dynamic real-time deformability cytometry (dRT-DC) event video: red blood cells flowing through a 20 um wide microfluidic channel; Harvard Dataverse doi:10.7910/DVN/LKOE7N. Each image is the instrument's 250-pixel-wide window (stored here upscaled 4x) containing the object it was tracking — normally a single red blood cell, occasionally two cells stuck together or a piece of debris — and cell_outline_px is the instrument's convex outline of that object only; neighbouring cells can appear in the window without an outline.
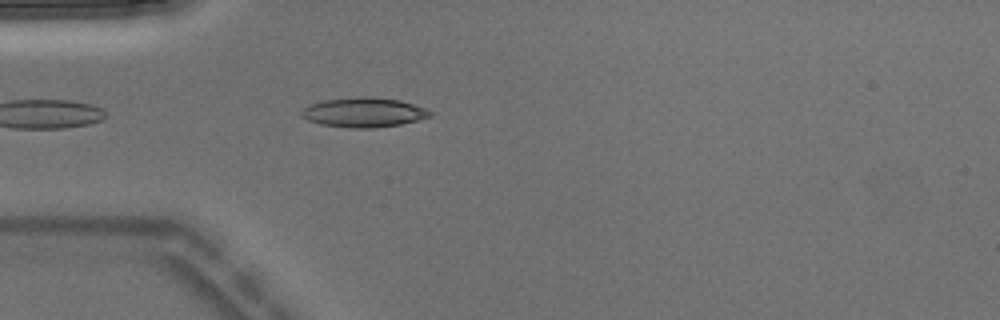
{"species": "Egyptian fruit bat (a non-hibernating species)", "species_latin": "Rousettus aegyptiacus", "temperature_condition": "warm", "stored_images_in_passage": 4, "camera_frame_rate_fps": 3000, "um_per_image_px": 0.085, "animal": {"sex": "male"}, "frame": {"image": 1, "passage_image": 4, "time_ms": 1.0, "image_size_px": [1000, 320], "cell_outline_px": [[432, 116], [400, 124], [372, 128], [348, 128], [320, 124], [308, 120], [300, 116], [300, 112], [308, 104], [324, 100], [356, 96], [364, 96], [400, 100], [424, 108], [432, 112]], "centroid_in_image_um": [30.86, 9.55], "position_along_channel_um": 54.1, "area_um2": 22.2}}